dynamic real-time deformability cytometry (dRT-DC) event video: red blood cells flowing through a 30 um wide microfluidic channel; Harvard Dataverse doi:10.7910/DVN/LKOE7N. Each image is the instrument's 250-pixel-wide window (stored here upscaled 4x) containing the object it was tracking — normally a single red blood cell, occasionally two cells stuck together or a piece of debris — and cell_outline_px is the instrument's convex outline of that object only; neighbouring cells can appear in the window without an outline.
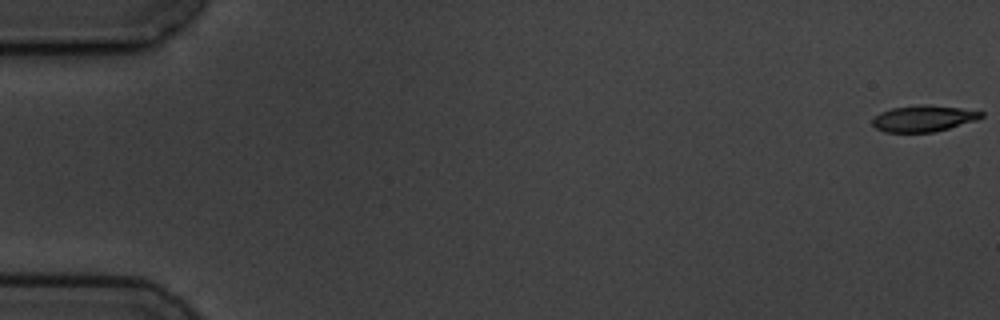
{"species": "common noctule bat (a hibernating species)", "species_latin": "Nyctalus noctula", "temperature_condition": "cold", "stored_images_in_passage": 4, "camera_frame_rate_fps": 3000, "um_per_image_px": 0.085, "animal": {"sex": "male", "body_mass_g": 19.5, "forearm_length_mm": 54.6}, "frame": {"image": 1, "passage_image": 1, "time_ms": 0.0, "image_size_px": [1000, 320], "cell_outline_px": [[984, 116], [976, 120], [948, 128], [932, 132], [884, 132], [876, 128], [872, 124], [872, 120], [880, 112], [892, 108], [920, 104], [924, 104], [960, 108], [984, 112]], "centroid_in_image_um": [78.48, 10.06], "position_along_channel_um": 6.5, "area_um2": 16.53}}